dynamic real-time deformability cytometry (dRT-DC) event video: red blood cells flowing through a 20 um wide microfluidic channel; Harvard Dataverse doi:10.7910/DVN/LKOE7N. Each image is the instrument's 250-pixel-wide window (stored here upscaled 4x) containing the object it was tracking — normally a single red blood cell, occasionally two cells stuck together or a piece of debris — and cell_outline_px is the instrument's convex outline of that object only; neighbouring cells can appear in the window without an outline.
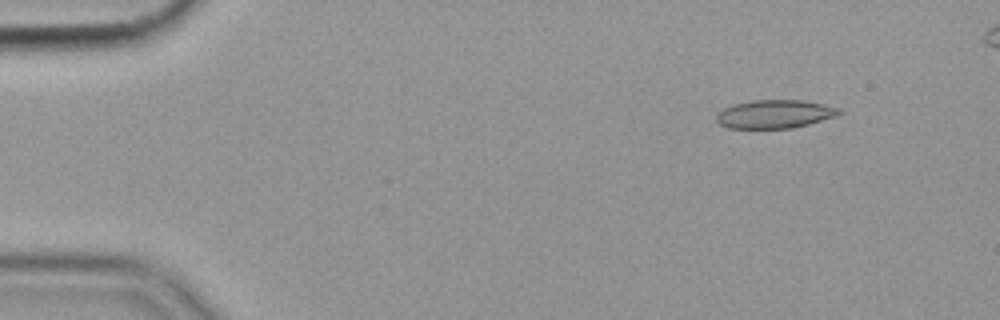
{"species": "common noctule bat (a hibernating species)", "species_latin": "Nyctalus noctula", "temperature_condition": "cold", "stored_images_in_passage": 55, "camera_frame_rate_fps": 3000, "um_per_image_px": 0.085, "animal": {"sex": "female", "body_mass_g": 19.9}, "frame": {"image": 1, "passage_image": 6, "time_ms": 1.667, "image_size_px": [1000, 320], "cell_outline_px": [[844, 112], [836, 116], [808, 124], [792, 128], [728, 128], [720, 124], [716, 120], [716, 116], [724, 108], [732, 104], [752, 100], [804, 100], [824, 104], [840, 108]], "centroid_in_image_um": [65.88, 9.69], "position_along_channel_um": 19.1, "area_um2": 20.35}}
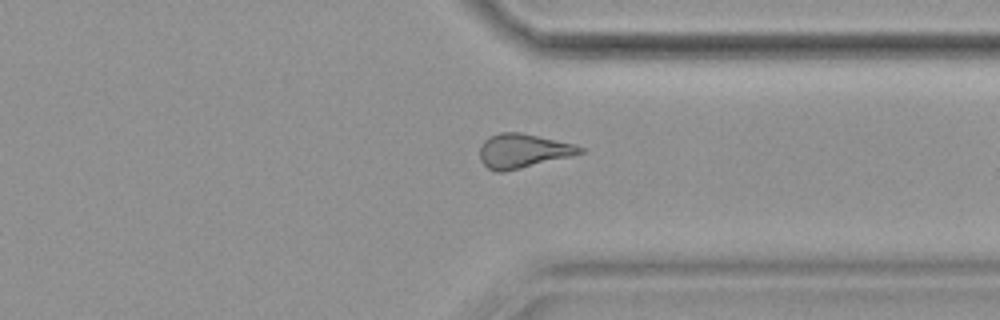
{"frame": {"image": 2, "passage_image": 43, "time_ms": 14.0, "image_size_px": [1000, 320], "cell_outline_px": [[584, 152], [572, 156], [504, 172], [496, 172], [488, 168], [480, 160], [480, 148], [484, 140], [488, 136], [500, 132], [520, 132], [576, 144], [584, 148]], "centroid_in_image_um": [44.45, 12.82], "position_along_channel_um": 366.9, "area_um2": 20.06}}
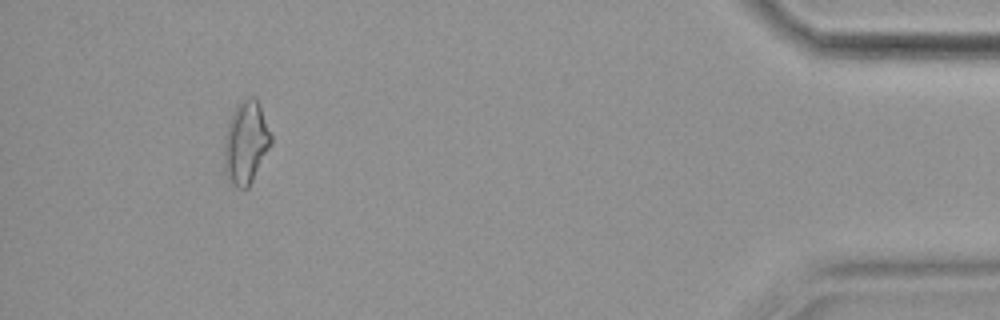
{"frame": {"image": 3, "passage_image": 52, "time_ms": 17.0, "image_size_px": [1000, 320], "cell_outline_px": [[272, 144], [248, 188], [236, 188], [228, 180], [224, 172], [224, 140], [228, 124], [232, 112], [236, 104], [240, 100], [248, 96], [256, 96], [260, 104], [272, 136]], "centroid_in_image_um": [20.9, 12.09], "position_along_channel_um": 414.3, "area_um2": 23.0}}